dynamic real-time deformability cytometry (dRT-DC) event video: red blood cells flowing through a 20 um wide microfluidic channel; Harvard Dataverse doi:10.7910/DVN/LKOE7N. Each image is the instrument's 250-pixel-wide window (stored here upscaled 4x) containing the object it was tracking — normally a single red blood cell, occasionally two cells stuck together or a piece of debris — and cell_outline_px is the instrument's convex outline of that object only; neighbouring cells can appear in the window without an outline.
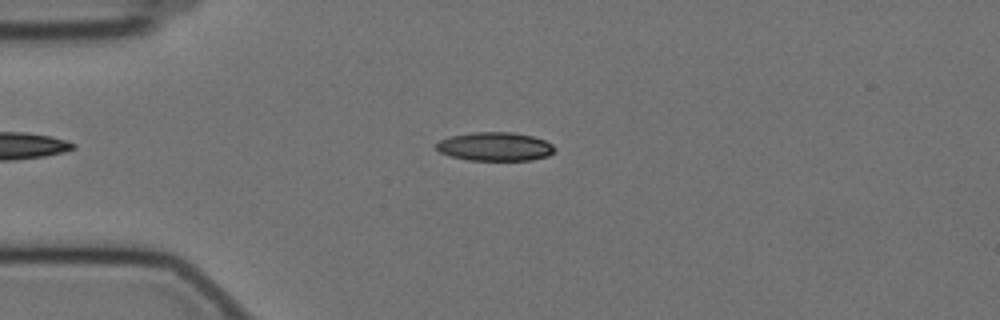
{"species": "Egyptian fruit bat (a non-hibernating species)", "species_latin": "Rousettus aegyptiacus", "temperature_condition": "cold", "stored_images_in_passage": 50, "camera_frame_rate_fps": 3000, "um_per_image_px": 0.085, "animal": {"sex": "female"}, "frame": {"image": 1, "passage_image": 6, "time_ms": 1.667, "image_size_px": [1000, 320], "cell_outline_px": [[556, 148], [548, 156], [532, 160], [468, 160], [452, 156], [440, 152], [436, 148], [436, 144], [440, 140], [448, 136], [472, 132], [512, 132], [532, 136], [544, 140], [552, 144]], "centroid_in_image_um": [42.07, 12.45], "position_along_channel_um": 42.9, "area_um2": 19.77}}
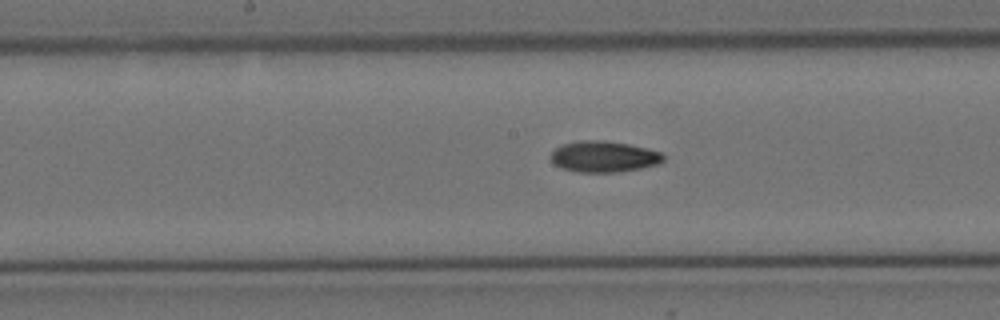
{"frame": {"image": 2, "passage_image": 21, "time_ms": 6.667, "image_size_px": [1000, 320], "cell_outline_px": [[664, 160], [660, 164], [640, 168], [616, 172], [580, 172], [560, 168], [552, 160], [552, 152], [560, 144], [580, 140], [604, 140], [628, 144], [648, 148], [664, 152]], "centroid_in_image_um": [51.37, 13.3], "position_along_channel_um": 196.8, "area_um2": 20.52}}
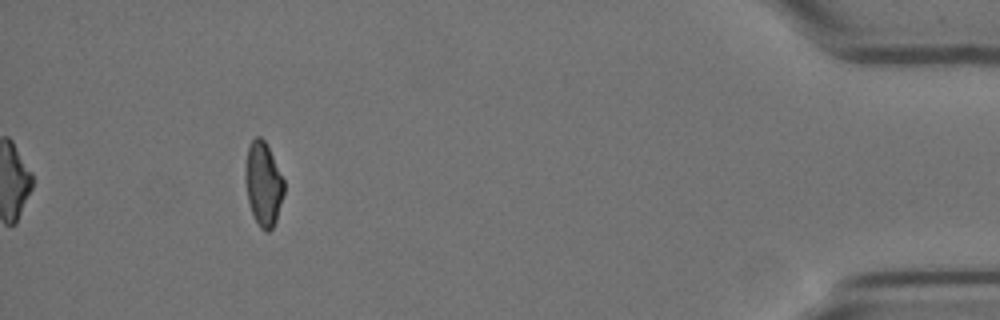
{"frame": {"image": 3, "passage_image": 45, "time_ms": 14.667, "image_size_px": [1000, 320], "cell_outline_px": [[284, 192], [276, 220], [272, 228], [268, 232], [264, 232], [260, 228], [252, 212], [248, 200], [244, 180], [244, 168], [248, 148], [252, 140], [256, 136], [260, 136], [264, 140], [284, 180]], "centroid_in_image_um": [22.36, 15.64], "position_along_channel_um": 412.8, "area_um2": 18.79}, "authors_computed_cell_mechanics": {"area_um2": 19.7098, "velocity_mm_per_s": 3.4879, "shape_relaxation_time_tau1_ms": 10.8097, "shape_relaxation_time_tau2_ms": 4.0626, "deformation_change_tau1": 0.218, "deformation_change_tau2": 0.0876}}